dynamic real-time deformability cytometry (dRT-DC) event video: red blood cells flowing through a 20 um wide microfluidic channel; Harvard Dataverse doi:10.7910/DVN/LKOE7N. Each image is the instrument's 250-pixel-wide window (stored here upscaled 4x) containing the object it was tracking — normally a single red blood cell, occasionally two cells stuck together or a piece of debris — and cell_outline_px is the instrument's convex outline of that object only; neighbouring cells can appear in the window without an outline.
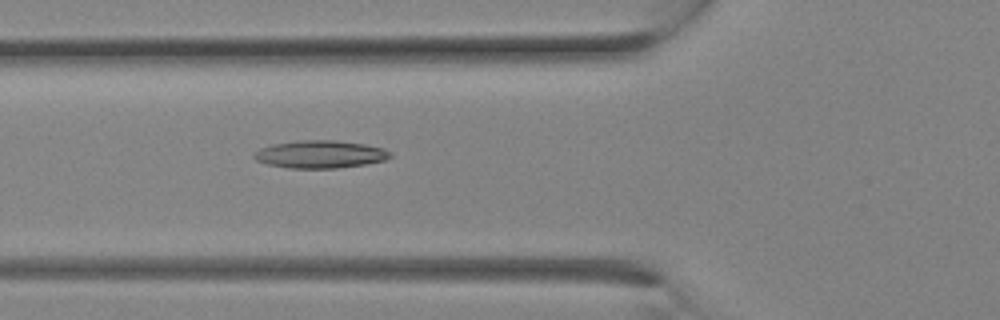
{"species": "Egyptian fruit bat (a non-hibernating species)", "species_latin": "Rousettus aegyptiacus", "temperature_condition": "room temperature", "stored_images_in_passage": 6, "camera_frame_rate_fps": 3000, "um_per_image_px": 0.085, "animal": {"sex": "female"}, "frame": {"image": 1, "passage_image": 6, "time_ms": 1.667, "image_size_px": [1000, 320], "cell_outline_px": [[392, 156], [384, 160], [364, 164], [336, 168], [288, 168], [268, 164], [256, 160], [252, 156], [252, 152], [260, 148], [272, 144], [300, 140], [336, 140], [364, 144], [384, 148], [392, 152]], "centroid_in_image_um": [27.19, 13.11], "position_along_channel_um": 98.6, "area_um2": 22.02}}